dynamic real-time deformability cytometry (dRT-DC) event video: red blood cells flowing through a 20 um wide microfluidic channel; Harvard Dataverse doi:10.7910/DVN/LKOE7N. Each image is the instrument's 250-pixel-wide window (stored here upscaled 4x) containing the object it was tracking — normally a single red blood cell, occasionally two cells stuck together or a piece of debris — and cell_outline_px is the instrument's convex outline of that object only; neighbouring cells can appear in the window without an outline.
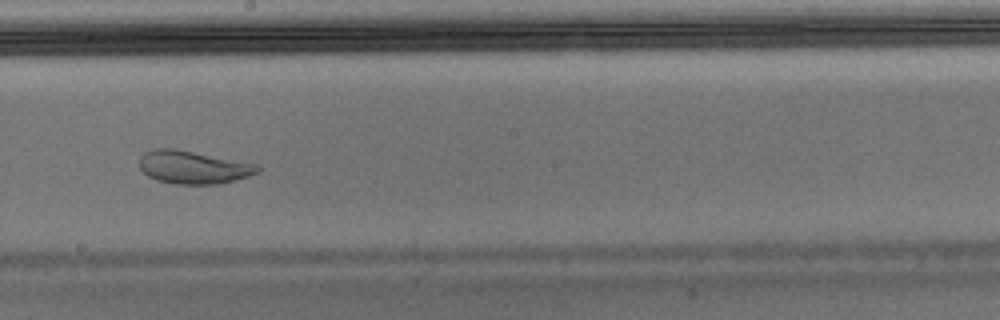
{"species": "Egyptian fruit bat (a non-hibernating species)", "species_latin": "Rousettus aegyptiacus", "temperature_condition": "warm", "stored_images_in_passage": 47, "camera_frame_rate_fps": 3000, "um_per_image_px": 0.085, "animal": {"sex": "male"}, "frame": {"image": 1, "passage_image": 27, "time_ms": 8.667, "image_size_px": [1000, 320], "cell_outline_px": [[260, 172], [248, 176], [220, 184], [176, 184], [156, 180], [148, 176], [140, 168], [140, 156], [144, 152], [152, 148], [176, 148], [256, 164], [260, 168]], "centroid_in_image_um": [16.4, 14.21], "position_along_channel_um": 231.8, "area_um2": 22.77}}